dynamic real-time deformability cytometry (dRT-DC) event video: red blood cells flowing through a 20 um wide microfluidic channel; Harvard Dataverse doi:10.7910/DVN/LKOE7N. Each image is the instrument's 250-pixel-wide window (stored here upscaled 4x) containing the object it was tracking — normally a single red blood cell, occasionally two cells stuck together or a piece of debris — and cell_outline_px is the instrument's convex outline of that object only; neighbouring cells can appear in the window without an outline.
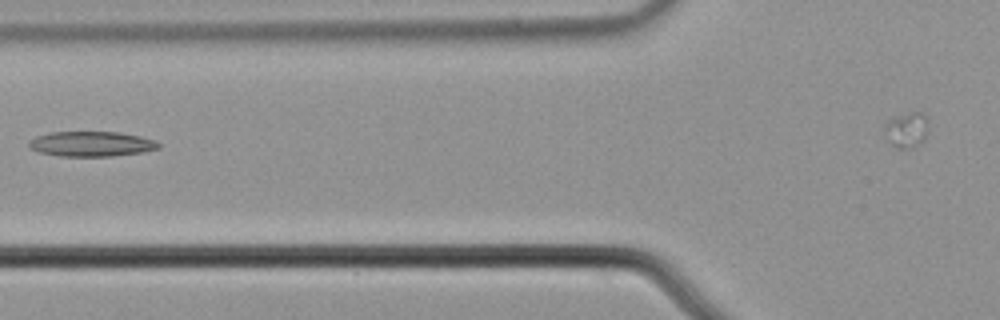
{"species": "common noctule bat (a hibernating species)", "species_latin": "Nyctalus noctula", "temperature_condition": "cold", "stored_images_in_passage": 3, "camera_frame_rate_fps": 3000, "um_per_image_px": 0.085, "animal": {"sex": "male", "body_mass_g": 21.5, "forearm_length_mm": 52.0}, "frame": {"image": 1, "passage_image": 3, "time_ms": 0.667, "image_size_px": [1000, 320], "cell_outline_px": [[160, 148], [140, 152], [112, 156], [60, 156], [40, 152], [28, 148], [28, 140], [36, 136], [48, 132], [120, 132], [140, 136], [156, 140], [160, 144]], "centroid_in_image_um": [7.74, 12.22], "position_along_channel_um": 118.1, "area_um2": 19.02}}